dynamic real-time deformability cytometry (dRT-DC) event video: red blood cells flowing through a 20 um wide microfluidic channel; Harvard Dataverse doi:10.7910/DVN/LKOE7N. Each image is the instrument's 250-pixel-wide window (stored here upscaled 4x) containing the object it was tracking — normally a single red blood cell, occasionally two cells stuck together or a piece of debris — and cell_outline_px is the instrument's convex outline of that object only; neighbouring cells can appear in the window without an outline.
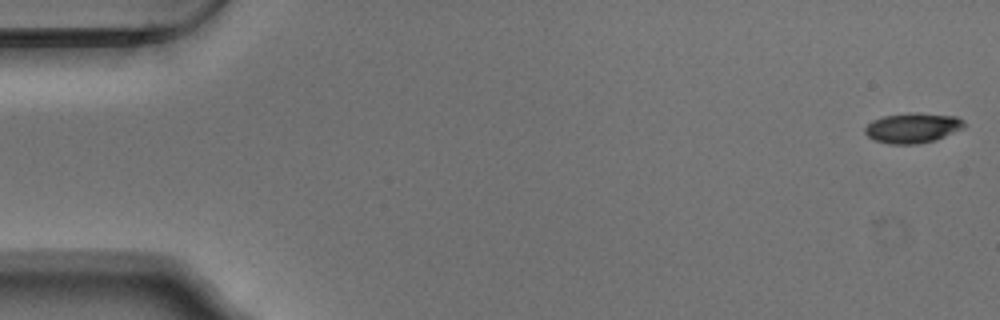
{"species": "Egyptian fruit bat (a non-hibernating species)", "species_latin": "Rousettus aegyptiacus", "temperature_condition": "warm", "stored_images_in_passage": 54, "camera_frame_rate_fps": 3000, "um_per_image_px": 0.085, "animal": {"sex": "male"}, "frame": {"image": 1, "passage_image": 1, "time_ms": 0.0, "image_size_px": [1000, 320], "cell_outline_px": [[964, 128], [936, 140], [916, 144], [888, 144], [872, 140], [864, 132], [864, 128], [872, 120], [884, 116], [912, 112], [920, 112], [956, 116], [964, 120]], "centroid_in_image_um": [77.57, 10.87], "position_along_channel_um": 7.4, "area_um2": 17.63}}
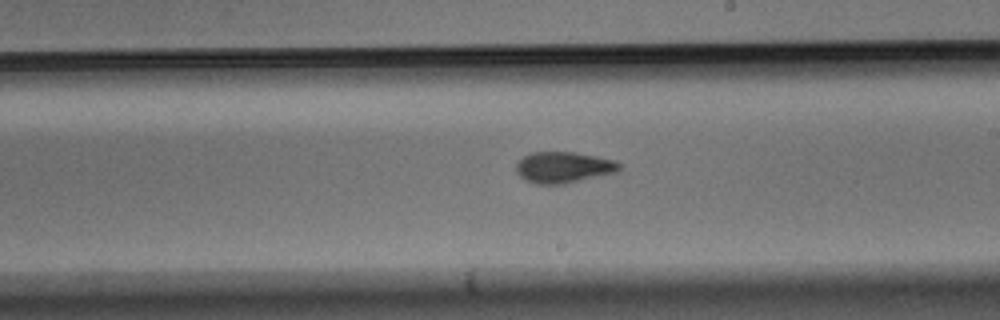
{"frame": {"image": 2, "passage_image": 31, "time_ms": 10.0, "image_size_px": [1000, 320], "cell_outline_px": [[620, 168], [616, 172], [564, 184], [536, 184], [524, 180], [516, 172], [516, 164], [524, 156], [532, 152], [576, 152], [616, 160], [620, 164]], "centroid_in_image_um": [47.88, 14.22], "position_along_channel_um": 241.1, "area_um2": 18.73}}
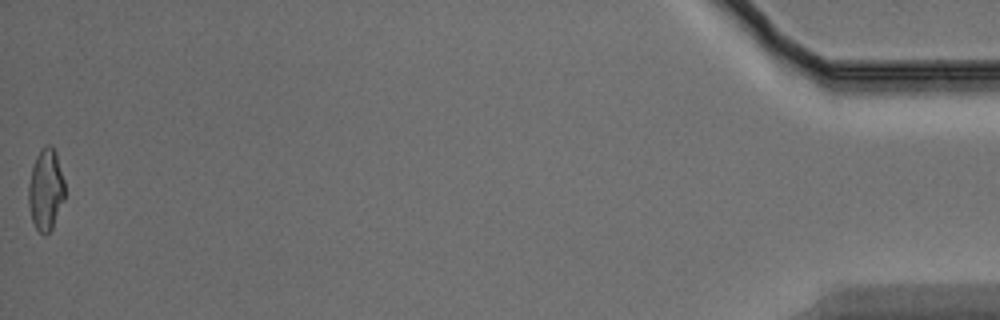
{"frame": {"image": 3, "passage_image": 54, "time_ms": 17.667, "image_size_px": [1000, 320], "cell_outline_px": [[64, 200], [52, 228], [44, 236], [36, 228], [32, 220], [28, 204], [28, 184], [32, 168], [36, 156], [40, 148], [44, 144], [52, 144], [56, 152], [64, 180]], "centroid_in_image_um": [3.88, 16.08], "position_along_channel_um": 431.3, "area_um2": 17.4}, "authors_computed_cell_mechanics": {"area_um2": 17.918, "velocity_mm_per_s": 3.7497, "shape_relaxation_time_tau1_ms": 4.003, "shape_relaxation_time_tau2_ms": 3.0191, "deformation_change_tau1": 0.164, "deformation_change_tau2": 0.0913}}